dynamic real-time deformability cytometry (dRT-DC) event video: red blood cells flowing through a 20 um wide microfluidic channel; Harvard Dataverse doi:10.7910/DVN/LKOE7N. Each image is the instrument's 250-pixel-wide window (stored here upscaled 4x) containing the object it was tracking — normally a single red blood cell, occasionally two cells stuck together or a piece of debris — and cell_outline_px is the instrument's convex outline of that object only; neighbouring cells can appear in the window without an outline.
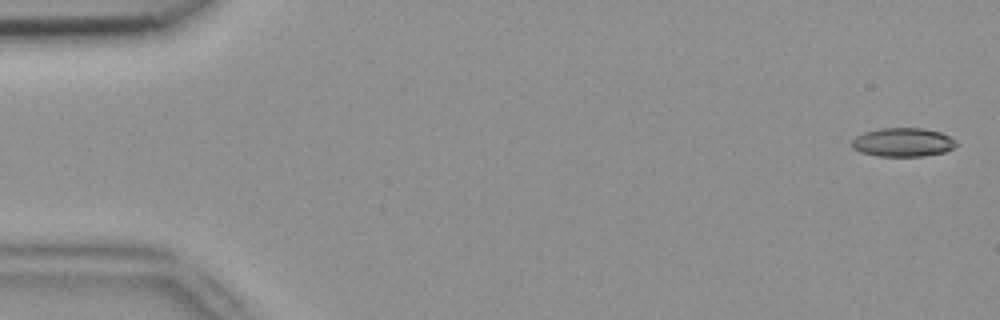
{"species": "common noctule bat (a hibernating species)", "species_latin": "Nyctalus noctula", "temperature_condition": "room temperature", "stored_images_in_passage": 4, "camera_frame_rate_fps": 3000, "um_per_image_px": 0.085, "animal": {"sex": "female", "body_mass_g": 18.4}, "frame": {"image": 1, "passage_image": 1, "time_ms": 0.0, "image_size_px": [1000, 320], "cell_outline_px": [[956, 144], [952, 148], [944, 152], [924, 156], [876, 156], [860, 152], [852, 148], [848, 144], [856, 136], [864, 132], [880, 128], [924, 128], [940, 132], [956, 140]], "centroid_in_image_um": [76.69, 12.09], "position_along_channel_um": 8.3, "area_um2": 17.63}}
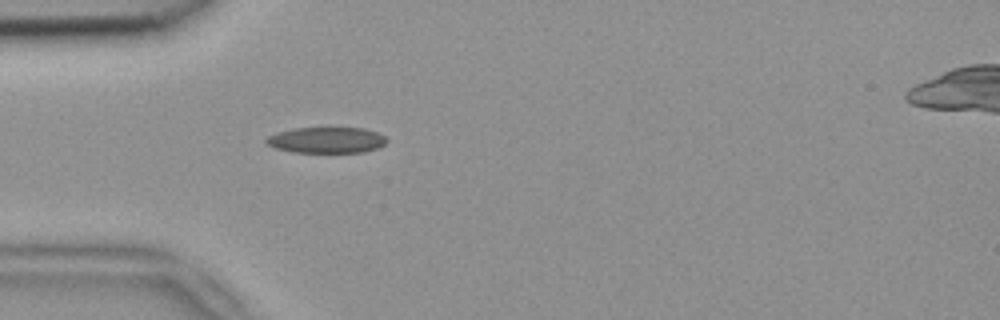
{"frame": {"image": 2, "passage_image": 4, "time_ms": 1.0, "image_size_px": [1000, 320], "cell_outline_px": [[388, 140], [384, 144], [376, 148], [364, 152], [292, 152], [276, 148], [268, 144], [264, 140], [268, 136], [276, 132], [296, 128], [364, 128], [376, 132], [384, 136]], "centroid_in_image_um": [27.74, 11.9], "position_along_channel_um": 57.3, "area_um2": 18.09}}